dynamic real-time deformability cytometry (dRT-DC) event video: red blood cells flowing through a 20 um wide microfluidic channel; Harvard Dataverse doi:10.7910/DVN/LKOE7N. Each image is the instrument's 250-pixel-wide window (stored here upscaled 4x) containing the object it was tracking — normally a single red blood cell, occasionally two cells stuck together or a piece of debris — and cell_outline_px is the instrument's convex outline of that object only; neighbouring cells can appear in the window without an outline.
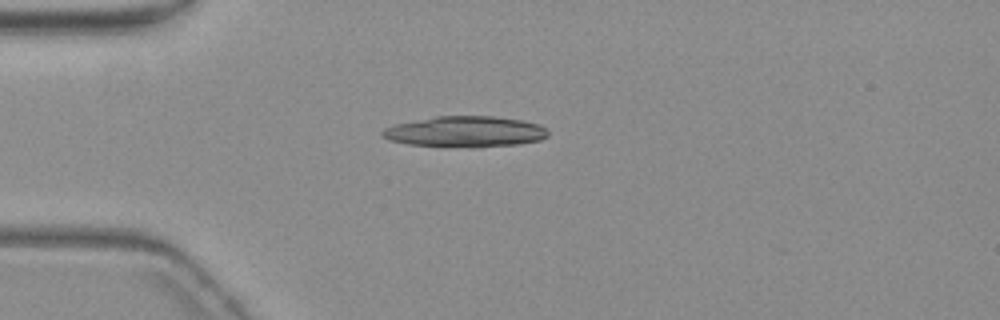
{"species": "common noctule bat (a hibernating species)", "species_latin": "Nyctalus noctula", "temperature_condition": "warm", "stored_images_in_passage": 5, "camera_frame_rate_fps": 3000, "um_per_image_px": 0.085, "animal": {"sex": "female", "body_mass_g": 19.3, "forearm_length_mm": 54.1}, "frame": {"image": 1, "passage_image": 5, "time_ms": 5.0, "image_size_px": [1000, 320], "cell_outline_px": [[548, 136], [540, 140], [516, 144], [408, 144], [388, 140], [380, 136], [380, 132], [384, 128], [396, 124], [436, 116], [496, 116], [524, 120], [540, 124], [548, 132]], "centroid_in_image_um": [39.54, 11.13], "position_along_channel_um": 45.5, "area_um2": 28.44}}